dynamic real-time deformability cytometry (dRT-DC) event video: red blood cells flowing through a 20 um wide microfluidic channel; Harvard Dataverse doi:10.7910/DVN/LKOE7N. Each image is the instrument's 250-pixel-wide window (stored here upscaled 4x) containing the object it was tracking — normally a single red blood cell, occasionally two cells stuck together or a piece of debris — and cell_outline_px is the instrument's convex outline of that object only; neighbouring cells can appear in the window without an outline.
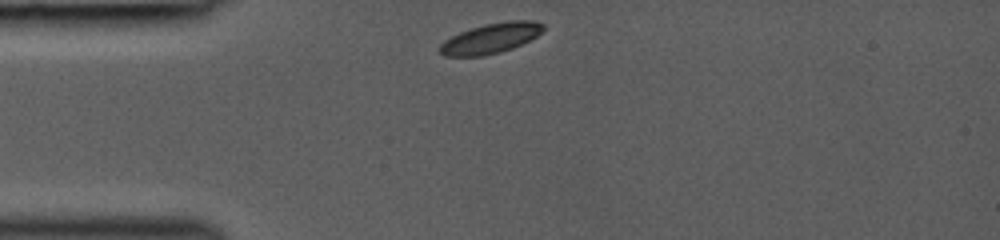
{"species": "common noctule bat (a hibernating species)", "species_latin": "Nyctalus noctula", "temperature_condition": "room temperature", "stored_images_in_passage": 29, "camera_frame_rate_fps": 3000, "um_per_image_px": 0.085, "animal": {"sex": "female", "body_mass_g": 19.0, "forearm_length_mm": 53.3}, "frame": {"image": 1, "passage_image": 1, "time_ms": 0.0, "image_size_px": [1000, 240], "cell_outline_px": [[544, 28], [536, 36], [512, 48], [500, 52], [484, 56], [444, 56], [436, 48], [444, 40], [460, 32], [484, 24], [508, 20], [536, 20], [544, 24]], "centroid_in_image_um": [41.69, 3.25], "position_along_channel_um": 43.3, "area_um2": 18.21}}
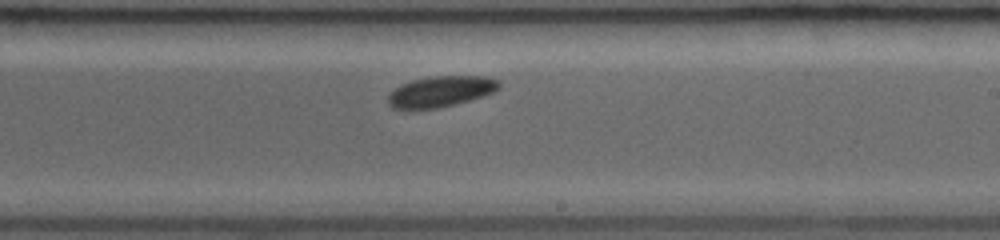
{"frame": {"image": 2, "passage_image": 17, "time_ms": 5.333, "image_size_px": [1000, 240], "cell_outline_px": [[500, 88], [492, 92], [468, 100], [440, 108], [392, 108], [388, 104], [388, 96], [396, 88], [412, 80], [432, 76], [488, 76], [500, 80]], "centroid_in_image_um": [37.5, 7.76], "position_along_channel_um": 251.5, "area_um2": 19.59}}
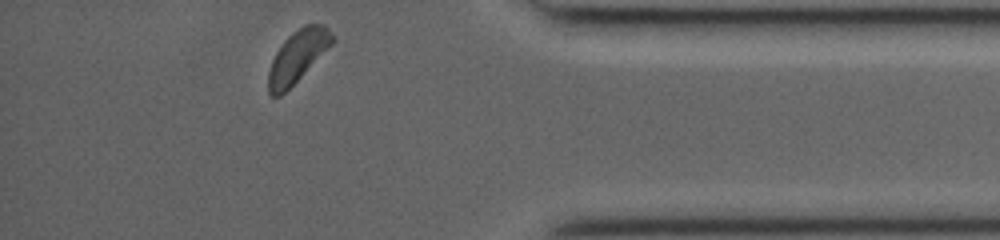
{"frame": {"image": 3, "passage_image": 29, "time_ms": 9.333, "image_size_px": [1000, 240], "cell_outline_px": [[336, 40], [280, 96], [272, 96], [268, 92], [268, 72], [272, 60], [276, 52], [284, 40], [292, 32], [304, 24], [324, 24], [336, 36]], "centroid_in_image_um": [25.3, 4.74], "position_along_channel_um": 409.9, "area_um2": 19.02}}